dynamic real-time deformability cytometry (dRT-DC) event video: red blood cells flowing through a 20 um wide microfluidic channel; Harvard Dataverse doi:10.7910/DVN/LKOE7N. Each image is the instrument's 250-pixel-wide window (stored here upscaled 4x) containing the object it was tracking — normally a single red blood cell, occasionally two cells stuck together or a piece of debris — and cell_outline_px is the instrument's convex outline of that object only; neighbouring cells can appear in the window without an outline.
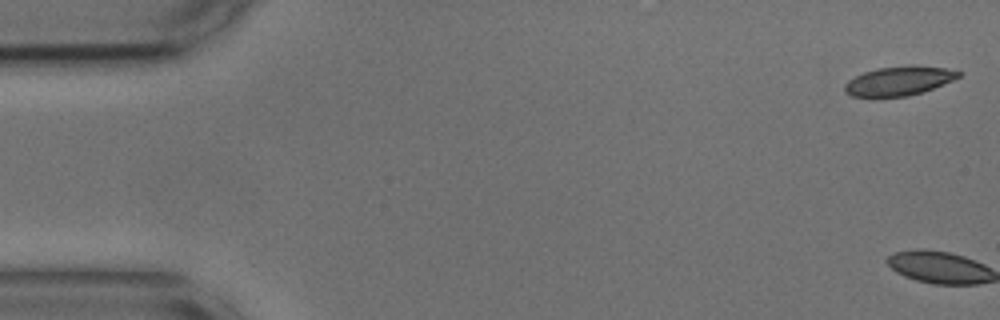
{"species": "common noctule bat (a hibernating species)", "species_latin": "Nyctalus noctula", "temperature_condition": "cold", "stored_images_in_passage": 2, "camera_frame_rate_fps": 3000, "um_per_image_px": 0.085, "animal": {"sex": "male", "body_mass_g": 17.9, "forearm_length_mm": 54.2}, "frame": {"image": 1, "passage_image": 1, "time_ms": 0.0, "image_size_px": [1000, 320], "cell_outline_px": [[960, 76], [952, 80], [932, 88], [908, 96], [852, 96], [844, 92], [844, 84], [848, 80], [864, 72], [876, 68], [912, 64], [944, 68], [960, 72]], "centroid_in_image_um": [76.37, 6.85], "position_along_channel_um": 8.6, "area_um2": 19.13}}